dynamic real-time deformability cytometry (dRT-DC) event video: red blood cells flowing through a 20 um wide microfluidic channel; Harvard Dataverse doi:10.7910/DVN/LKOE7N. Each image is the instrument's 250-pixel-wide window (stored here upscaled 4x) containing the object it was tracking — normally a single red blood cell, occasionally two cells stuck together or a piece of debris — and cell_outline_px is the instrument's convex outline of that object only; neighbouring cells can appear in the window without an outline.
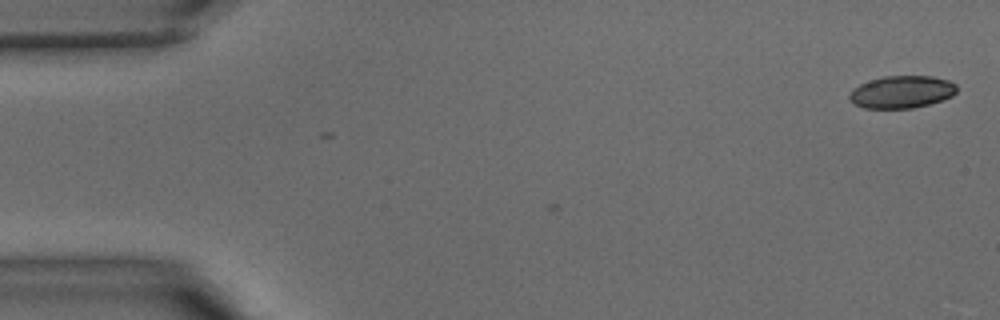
{"species": "common noctule bat (a hibernating species)", "species_latin": "Nyctalus noctula", "temperature_condition": "warm", "stored_images_in_passage": 2, "camera_frame_rate_fps": 3000, "um_per_image_px": 0.085, "animal": {"sex": "male", "body_mass_g": 15.6}, "frame": {"image": 1, "passage_image": 2, "time_ms": 0.333, "image_size_px": [1000, 320], "cell_outline_px": [[956, 92], [952, 96], [928, 104], [912, 108], [864, 108], [852, 104], [848, 100], [848, 96], [852, 88], [860, 84], [884, 76], [932, 76], [948, 80], [956, 84]], "centroid_in_image_um": [76.6, 7.82], "position_along_channel_um": 8.4, "area_um2": 20.29}}